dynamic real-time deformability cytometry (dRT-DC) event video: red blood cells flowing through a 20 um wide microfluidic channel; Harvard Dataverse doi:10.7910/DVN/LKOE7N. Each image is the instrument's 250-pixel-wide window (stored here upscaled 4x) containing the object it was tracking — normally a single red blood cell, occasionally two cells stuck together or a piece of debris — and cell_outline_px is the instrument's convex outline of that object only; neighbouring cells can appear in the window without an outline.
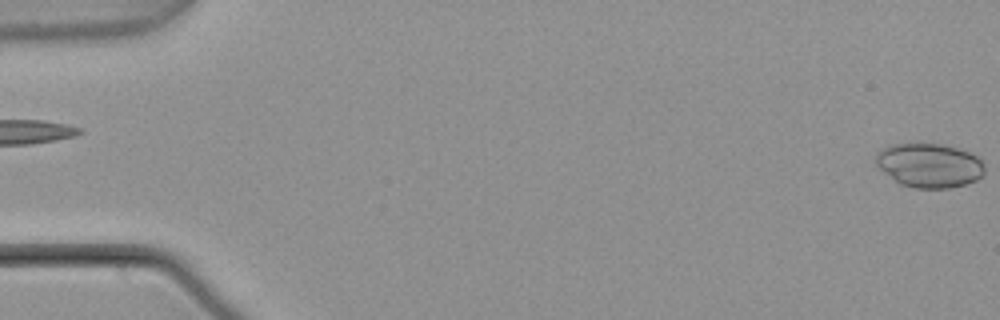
{"species": "common noctule bat (a hibernating species)", "species_latin": "Nyctalus noctula", "temperature_condition": "warm", "stored_images_in_passage": 5, "segment_of_instrument_passage": [2, 2], "camera_frame_rate_fps": 3000, "um_per_image_px": 0.085, "animal": {"sex": "male", "body_mass_g": 21.5, "forearm_length_mm": 52.0}, "frame": {"image": 1, "passage_image": 5, "time_ms": 1.333, "image_size_px": [1000, 320], "cell_outline_px": [[984, 172], [976, 180], [964, 184], [948, 188], [916, 188], [900, 184], [884, 172], [876, 164], [876, 152], [880, 148], [892, 144], [940, 144], [956, 148], [968, 152], [976, 156], [984, 164]], "centroid_in_image_um": [78.96, 14.05], "position_along_channel_um": 6.0, "area_um2": 27.74}}